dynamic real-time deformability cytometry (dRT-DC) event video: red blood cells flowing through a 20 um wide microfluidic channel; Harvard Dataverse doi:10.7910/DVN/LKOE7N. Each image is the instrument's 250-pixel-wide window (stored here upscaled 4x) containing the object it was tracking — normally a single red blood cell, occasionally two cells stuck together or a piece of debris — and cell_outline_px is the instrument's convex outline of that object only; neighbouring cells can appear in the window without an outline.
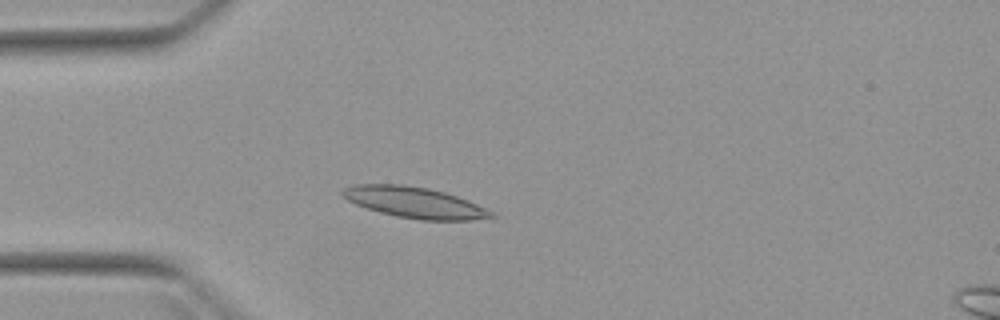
{"species": "Egyptian fruit bat (a non-hibernating species)", "species_latin": "Rousettus aegyptiacus", "temperature_condition": "warm", "stored_images_in_passage": 2, "camera_frame_rate_fps": 3000, "um_per_image_px": 0.085, "animal": {"sex": "female"}, "frame": {"image": 1, "passage_image": 2, "time_ms": 2.0, "image_size_px": [1000, 320], "cell_outline_px": [[500, 216], [472, 220], [420, 220], [396, 216], [364, 208], [348, 200], [340, 192], [344, 188], [352, 184], [404, 184], [428, 188], [444, 192], [468, 200]], "centroid_in_image_um": [35.22, 17.21], "position_along_channel_um": 49.8, "area_um2": 26.82}}